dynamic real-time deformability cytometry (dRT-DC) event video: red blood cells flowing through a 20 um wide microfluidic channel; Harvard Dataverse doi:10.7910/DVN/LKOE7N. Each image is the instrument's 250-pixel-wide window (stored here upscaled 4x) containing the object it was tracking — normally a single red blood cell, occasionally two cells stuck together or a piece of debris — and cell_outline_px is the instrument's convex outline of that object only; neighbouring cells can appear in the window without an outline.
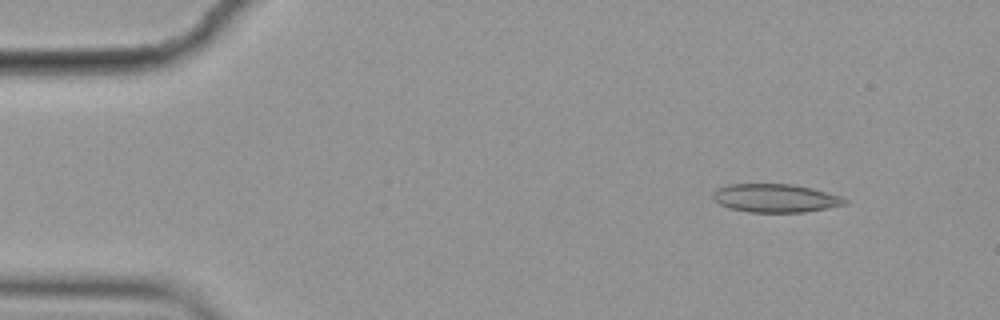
{"species": "common noctule bat (a hibernating species)", "species_latin": "Nyctalus noctula", "temperature_condition": "cold", "stored_images_in_passage": 3, "camera_frame_rate_fps": 3000, "um_per_image_px": 0.085, "animal": {"sex": "female", "body_mass_g": 19.9}, "frame": {"image": 1, "passage_image": 1, "time_ms": 0.0, "image_size_px": [1000, 320], "cell_outline_px": [[848, 200], [844, 204], [828, 208], [804, 212], [748, 212], [728, 208], [720, 204], [712, 196], [712, 192], [716, 188], [728, 184], [792, 184], [812, 188], [840, 196]], "centroid_in_image_um": [65.87, 16.84], "position_along_channel_um": 19.1, "area_um2": 21.79}}
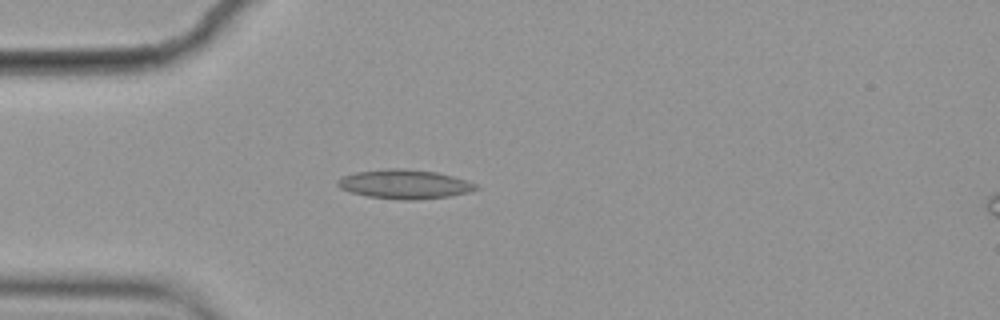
{"frame": {"image": 2, "passage_image": 3, "time_ms": 0.667, "image_size_px": [1000, 320], "cell_outline_px": [[480, 188], [468, 192], [448, 196], [416, 200], [400, 200], [368, 196], [352, 192], [340, 188], [336, 184], [336, 180], [344, 176], [356, 172], [388, 168], [404, 168], [436, 172], [452, 176], [476, 184]], "centroid_in_image_um": [34.37, 15.65], "position_along_channel_um": 50.6, "area_um2": 23.35}}